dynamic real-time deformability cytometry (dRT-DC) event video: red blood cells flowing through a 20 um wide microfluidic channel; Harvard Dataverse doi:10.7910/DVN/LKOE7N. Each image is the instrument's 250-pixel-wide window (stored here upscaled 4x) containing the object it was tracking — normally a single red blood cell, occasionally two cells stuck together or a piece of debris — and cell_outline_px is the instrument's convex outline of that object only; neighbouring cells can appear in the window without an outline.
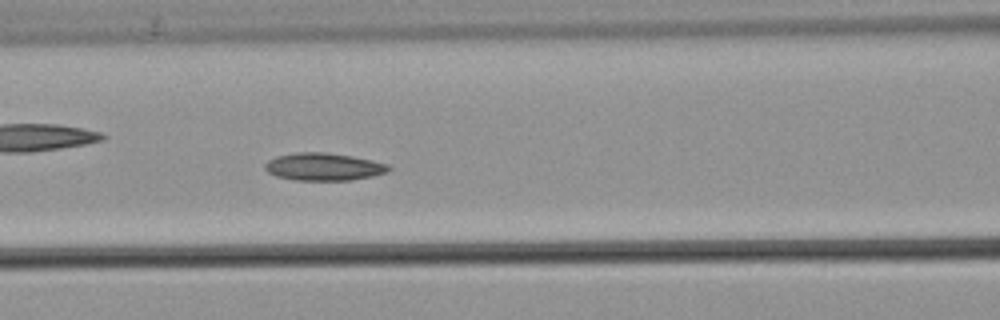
{"species": "common noctule bat (a hibernating species)", "species_latin": "Nyctalus noctula", "temperature_condition": "warm", "stored_images_in_passage": 56, "camera_frame_rate_fps": 3000, "um_per_image_px": 0.085, "animal": {"sex": "male", "body_mass_g": 21.5, "forearm_length_mm": 52.0}, "frame": {"image": 1, "passage_image": 25, "time_ms": 8.0, "image_size_px": [1000, 320], "cell_outline_px": [[392, 168], [388, 172], [372, 176], [352, 180], [296, 180], [276, 176], [268, 172], [264, 168], [264, 164], [268, 160], [276, 156], [296, 152], [324, 152], [352, 156], [372, 160], [388, 164]], "centroid_in_image_um": [27.51, 14.17], "position_along_channel_um": 139.1, "area_um2": 19.94}}